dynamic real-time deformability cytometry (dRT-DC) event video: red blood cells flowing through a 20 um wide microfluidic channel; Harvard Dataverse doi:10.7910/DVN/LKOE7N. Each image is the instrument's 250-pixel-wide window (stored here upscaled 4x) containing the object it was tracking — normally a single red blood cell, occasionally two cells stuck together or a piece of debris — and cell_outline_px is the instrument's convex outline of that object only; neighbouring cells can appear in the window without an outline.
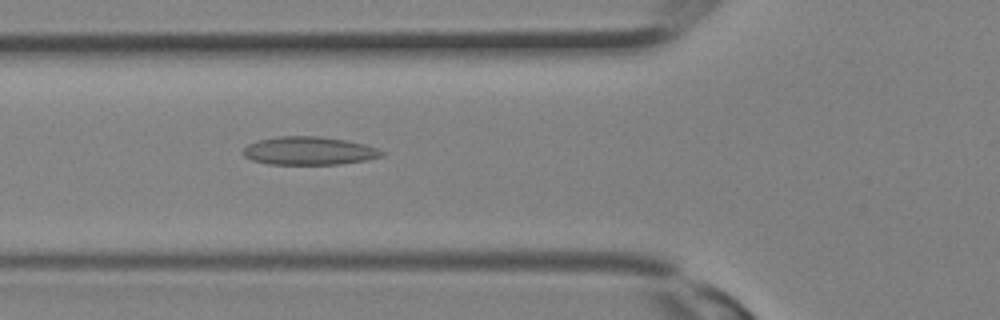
{"species": "Egyptian fruit bat (a non-hibernating species)", "species_latin": "Rousettus aegyptiacus", "temperature_condition": "room temperature", "stored_images_in_passage": 2, "camera_frame_rate_fps": 3000, "um_per_image_px": 0.085, "animal": {"sex": "female"}, "frame": {"image": 1, "passage_image": 2, "time_ms": 0.333, "image_size_px": [1000, 320], "cell_outline_px": [[384, 156], [364, 160], [340, 164], [268, 164], [252, 160], [244, 156], [240, 152], [248, 144], [260, 140], [276, 136], [320, 136], [344, 140], [364, 144], [376, 148], [384, 152]], "centroid_in_image_um": [26.23, 12.82], "position_along_channel_um": 99.6, "area_um2": 22.72}}